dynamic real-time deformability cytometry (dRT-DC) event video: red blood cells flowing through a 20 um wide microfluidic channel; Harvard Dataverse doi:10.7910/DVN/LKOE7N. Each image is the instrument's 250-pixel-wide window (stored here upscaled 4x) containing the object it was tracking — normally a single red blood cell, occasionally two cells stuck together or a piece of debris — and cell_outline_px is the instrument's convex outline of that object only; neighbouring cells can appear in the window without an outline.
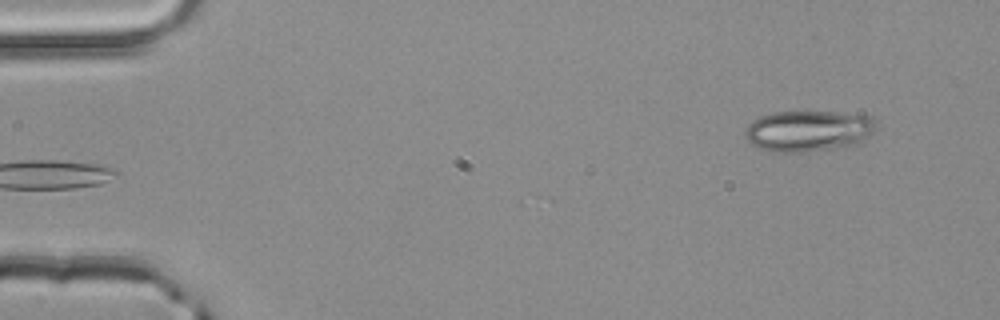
{"species": "common noctule bat (a hibernating species)", "species_latin": "Nyctalus noctula", "temperature_condition": "room temperature", "stored_images_in_passage": 4, "camera_frame_rate_fps": 3000, "um_per_image_px": 0.085, "animal": {"sex": "male", "body_mass_g": 20.4}, "frame": {"image": 1, "passage_image": 4, "time_ms": 1.0, "image_size_px": [1000, 320], "cell_outline_px": [[876, 128], [868, 136], [852, 144], [804, 152], [772, 152], [760, 148], [752, 144], [744, 136], [744, 132], [748, 124], [760, 116], [772, 112], [864, 112], [872, 116], [876, 124]], "centroid_in_image_um": [68.71, 11.09], "position_along_channel_um": 16.3, "area_um2": 31.33}}